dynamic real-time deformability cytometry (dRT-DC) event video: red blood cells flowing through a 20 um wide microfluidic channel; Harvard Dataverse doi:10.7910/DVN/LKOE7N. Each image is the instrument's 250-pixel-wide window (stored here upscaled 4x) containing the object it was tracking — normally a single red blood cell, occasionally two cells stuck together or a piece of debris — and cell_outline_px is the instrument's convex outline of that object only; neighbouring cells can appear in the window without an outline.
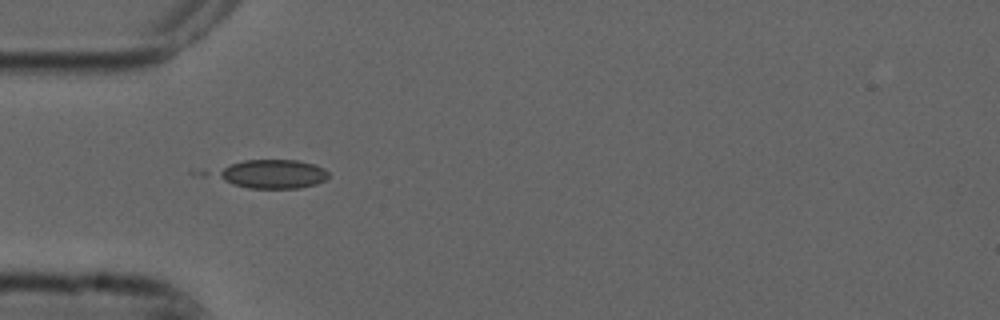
{"species": "common noctule bat (a hibernating species)", "species_latin": "Nyctalus noctula", "temperature_condition": "cold", "stored_images_in_passage": 10, "camera_frame_rate_fps": 3000, "um_per_image_px": 0.085, "animal": {"sex": "male", "forearm_length_mm": 52.5}, "frame": {"image": 1, "passage_image": 1, "time_ms": 0.0, "image_size_px": [1000, 320], "cell_outline_px": [[328, 176], [324, 180], [316, 184], [300, 188], [248, 188], [232, 184], [216, 176], [216, 172], [232, 164], [244, 160], [296, 160], [316, 164], [324, 168], [328, 172]], "centroid_in_image_um": [23.22, 14.79], "position_along_channel_um": 61.8, "area_um2": 18.61}}
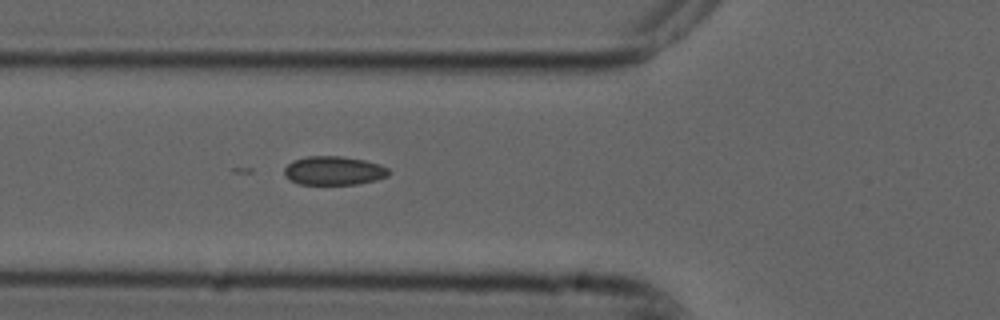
{"frame": {"image": 2, "passage_image": 4, "time_ms": 1.0, "image_size_px": [1000, 320], "cell_outline_px": [[392, 172], [388, 176], [376, 180], [356, 184], [300, 184], [284, 176], [284, 168], [292, 160], [308, 156], [344, 156], [364, 160], [380, 164], [388, 168]], "centroid_in_image_um": [28.39, 14.5], "position_along_channel_um": 97.4, "area_um2": 17.63}}
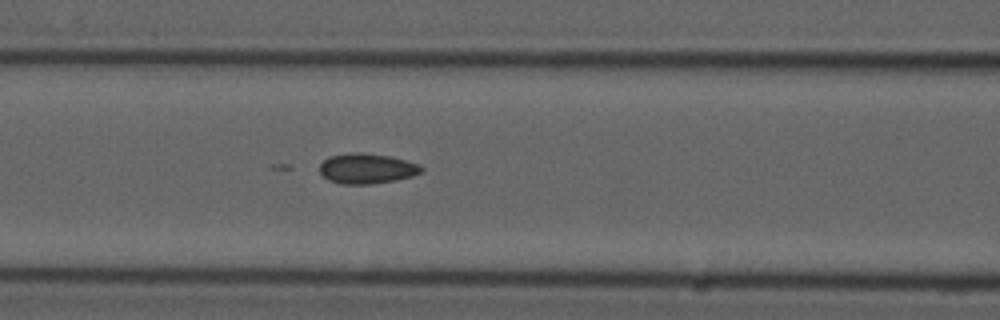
{"frame": {"image": 3, "passage_image": 7, "time_ms": 2.0, "image_size_px": [1000, 320], "cell_outline_px": [[424, 168], [420, 172], [412, 176], [396, 180], [372, 184], [340, 184], [328, 180], [320, 172], [320, 164], [328, 156], [360, 152], [388, 156], [420, 164]], "centroid_in_image_um": [31.17, 14.33], "position_along_channel_um": 135.4, "area_um2": 17.8}}